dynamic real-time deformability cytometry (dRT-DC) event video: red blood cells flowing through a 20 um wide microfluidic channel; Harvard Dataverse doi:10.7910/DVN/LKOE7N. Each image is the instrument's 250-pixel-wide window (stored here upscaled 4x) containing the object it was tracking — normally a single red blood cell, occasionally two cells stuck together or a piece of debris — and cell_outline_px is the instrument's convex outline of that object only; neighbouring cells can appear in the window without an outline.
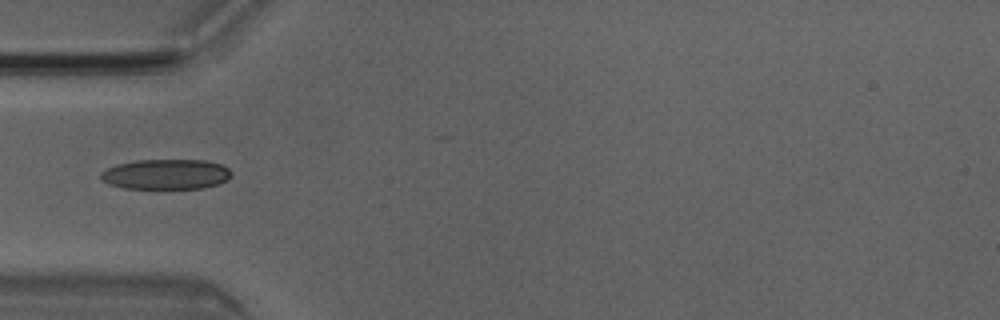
{"species": "Egyptian fruit bat (a non-hibernating species)", "species_latin": "Rousettus aegyptiacus", "temperature_condition": "room temperature", "stored_images_in_passage": 6, "camera_frame_rate_fps": 3000, "um_per_image_px": 0.085, "animal": {"sex": "male"}, "frame": {"image": 1, "passage_image": 5, "time_ms": 1.333, "image_size_px": [1000, 320], "cell_outline_px": [[232, 176], [228, 180], [220, 184], [204, 188], [160, 192], [124, 188], [108, 184], [100, 180], [100, 172], [116, 164], [136, 160], [208, 160], [220, 164], [228, 168], [232, 172]], "centroid_in_image_um": [14.11, 14.87], "position_along_channel_um": 70.9, "area_um2": 24.39}}